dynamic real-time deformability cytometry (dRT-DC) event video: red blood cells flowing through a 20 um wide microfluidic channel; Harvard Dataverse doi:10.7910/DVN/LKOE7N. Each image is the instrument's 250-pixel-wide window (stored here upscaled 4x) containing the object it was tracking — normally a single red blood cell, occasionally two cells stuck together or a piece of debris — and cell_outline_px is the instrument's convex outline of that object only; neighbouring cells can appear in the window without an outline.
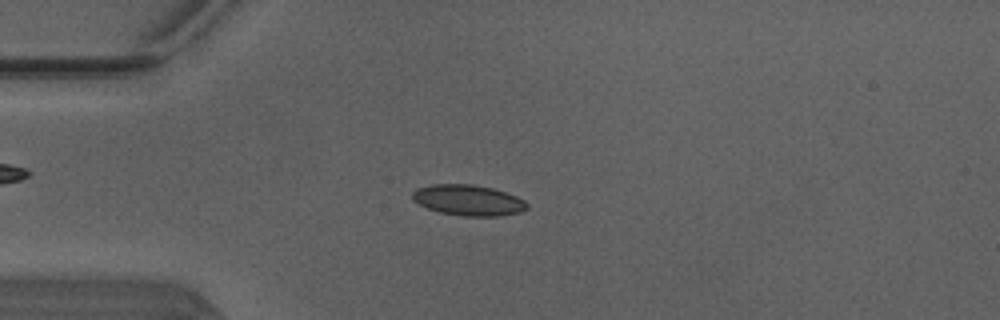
{"species": "Egyptian fruit bat (a non-hibernating species)", "species_latin": "Rousettus aegyptiacus", "temperature_condition": "warm", "stored_images_in_passage": 50, "camera_frame_rate_fps": 3000, "um_per_image_px": 0.085, "animal": {"sex": "male"}, "frame": {"image": 1, "passage_image": 13, "time_ms": 4.0, "image_size_px": [1000, 320], "cell_outline_px": [[528, 208], [520, 212], [500, 216], [464, 216], [440, 212], [428, 208], [412, 200], [412, 192], [416, 188], [428, 184], [472, 184], [492, 188], [516, 196], [524, 200], [528, 204]], "centroid_in_image_um": [39.79, 17.01], "position_along_channel_um": 45.2, "area_um2": 20.58}}
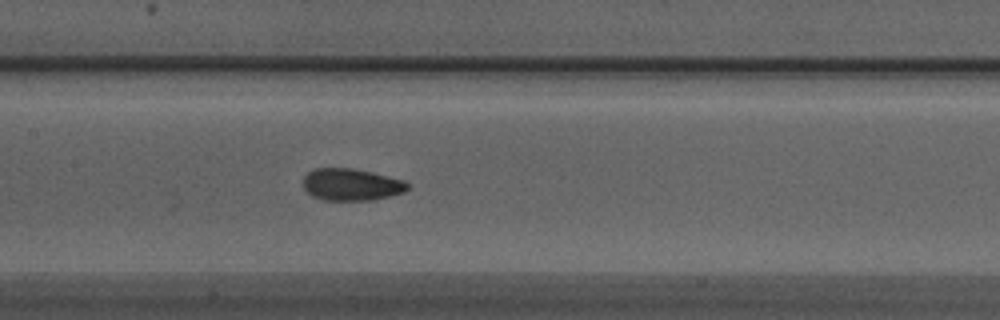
{"frame": {"image": 2, "passage_image": 24, "time_ms": 7.667, "image_size_px": [1000, 320], "cell_outline_px": [[408, 188], [404, 192], [372, 200], [320, 200], [312, 196], [304, 188], [304, 176], [308, 172], [316, 168], [352, 168], [372, 172], [404, 180], [408, 184]], "centroid_in_image_um": [29.84, 15.69], "position_along_channel_um": 177.6, "area_um2": 19.42}}
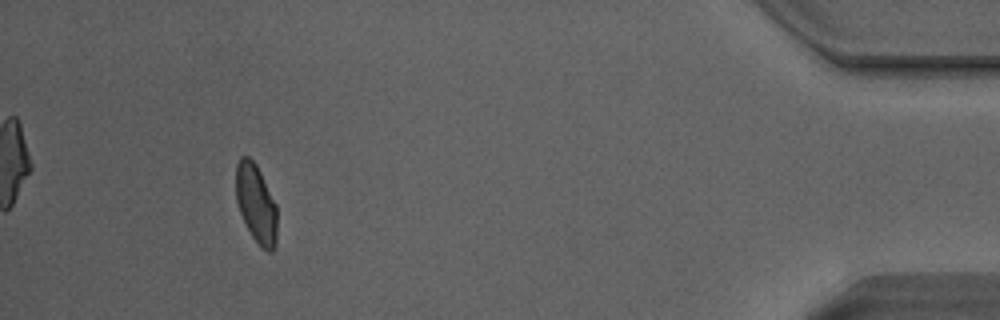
{"frame": {"image": 3, "passage_image": 46, "time_ms": 15.0, "image_size_px": [1000, 320], "cell_outline_px": [[276, 244], [272, 252], [268, 252], [260, 248], [252, 236], [240, 212], [236, 200], [236, 164], [240, 156], [248, 156], [256, 164], [276, 204]], "centroid_in_image_um": [21.76, 17.32], "position_along_channel_um": 413.4, "area_um2": 18.79}, "authors_computed_cell_mechanics": {"area_um2": 19.2474, "velocity_mm_per_s": 4.1246, "shape_relaxation_time_tau1_ms": 4.6257, "shape_relaxation_time_tau2_ms": 1.0685, "deformation_change_tau1": 0.1139, "deformation_change_tau2": 0.0605}}